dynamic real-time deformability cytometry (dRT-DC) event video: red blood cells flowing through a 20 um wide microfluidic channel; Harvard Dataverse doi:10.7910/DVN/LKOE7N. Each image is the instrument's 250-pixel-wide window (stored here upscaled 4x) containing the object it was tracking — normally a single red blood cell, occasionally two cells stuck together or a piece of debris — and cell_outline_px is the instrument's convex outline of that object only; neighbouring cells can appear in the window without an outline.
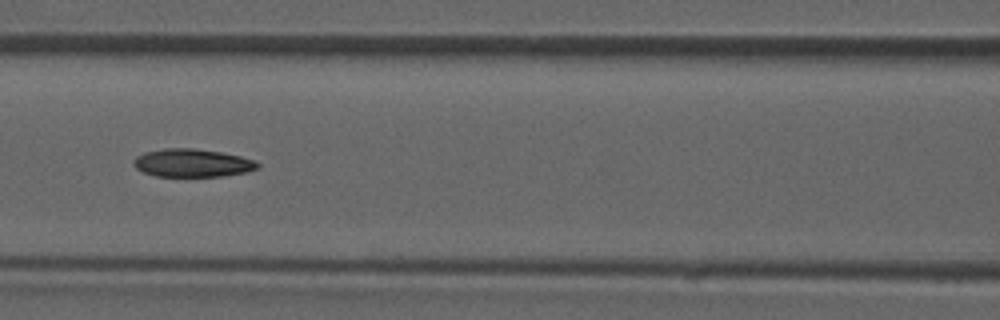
{"species": "common noctule bat (a hibernating species)", "species_latin": "Nyctalus noctula", "temperature_condition": "room temperature", "stored_images_in_passage": 46, "camera_frame_rate_fps": 3000, "um_per_image_px": 0.085, "animal": {"sex": "male", "forearm_length_mm": 52.5}, "frame": {"image": 1, "passage_image": 20, "time_ms": 6.333, "image_size_px": [1000, 320], "cell_outline_px": [[260, 168], [248, 172], [224, 176], [156, 176], [144, 172], [136, 168], [132, 164], [132, 160], [136, 156], [144, 152], [164, 148], [192, 148], [220, 152], [240, 156], [256, 160], [260, 164]], "centroid_in_image_um": [16.36, 13.85], "position_along_channel_um": 150.2, "area_um2": 20.46}}